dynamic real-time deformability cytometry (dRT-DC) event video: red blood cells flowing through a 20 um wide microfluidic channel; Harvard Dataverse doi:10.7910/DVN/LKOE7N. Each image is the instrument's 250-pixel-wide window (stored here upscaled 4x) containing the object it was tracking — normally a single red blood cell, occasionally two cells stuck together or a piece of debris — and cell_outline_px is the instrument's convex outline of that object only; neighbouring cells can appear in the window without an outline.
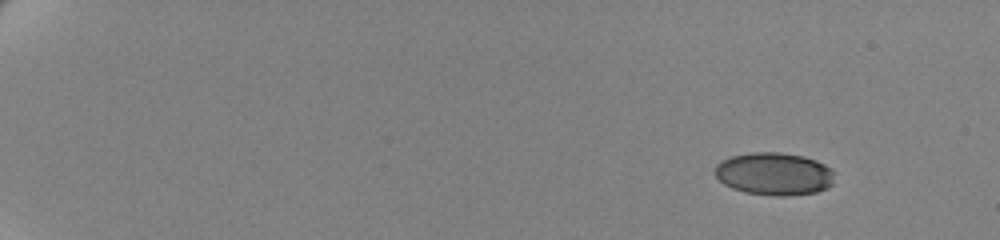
{"species": "human", "species_latin": "Homo sapiens", "temperature_condition": "cold", "stored_images_in_passage": 55, "camera_frame_rate_fps": 3000, "um_per_image_px": 0.085, "donor": {"sex": "female"}, "frame": {"image": 1, "passage_image": 1, "time_ms": 0.0, "image_size_px": [1000, 240], "cell_outline_px": [[836, 172], [832, 184], [828, 188], [816, 192], [784, 196], [776, 196], [744, 192], [732, 188], [724, 184], [712, 172], [716, 164], [720, 160], [732, 156], [752, 152], [780, 152], [804, 156], [816, 160], [832, 168]], "centroid_in_image_um": [65.81, 14.77], "position_along_channel_um": 19.2, "area_um2": 30.17}}
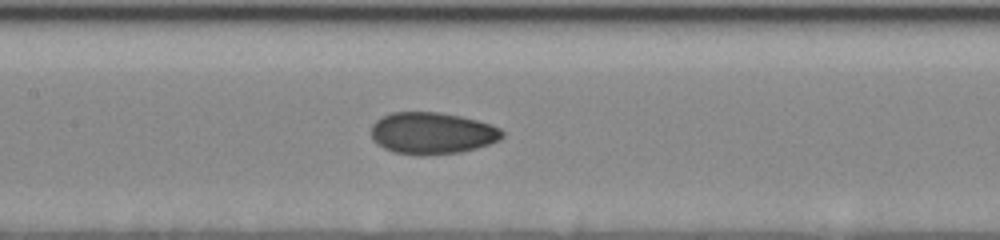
{"frame": {"image": 2, "passage_image": 28, "time_ms": 9.0, "image_size_px": [1000, 240], "cell_outline_px": [[504, 136], [500, 140], [476, 148], [460, 152], [424, 156], [392, 152], [376, 144], [372, 140], [372, 124], [376, 120], [392, 112], [440, 112], [460, 116], [492, 124], [500, 128], [504, 132]], "centroid_in_image_um": [36.73, 11.33], "position_along_channel_um": 170.7, "area_um2": 32.14}}
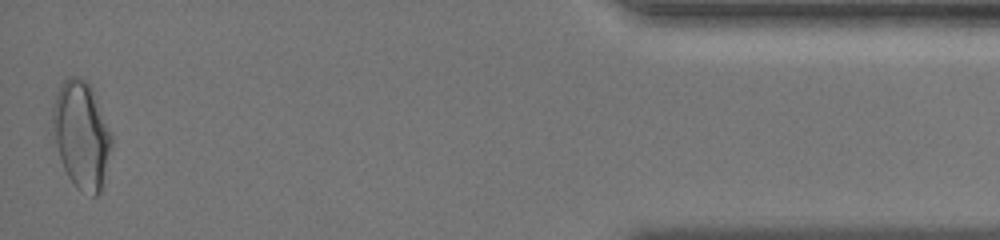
{"frame": {"image": 3, "passage_image": 55, "time_ms": 18.0, "image_size_px": [1000, 240], "cell_outline_px": [[112, 148], [100, 192], [96, 196], [92, 196], [76, 188], [68, 176], [64, 168], [56, 144], [52, 124], [52, 104], [56, 92], [60, 84], [68, 76], [76, 76], [84, 80], [92, 88], [112, 136]], "centroid_in_image_um": [6.91, 11.45], "position_along_channel_um": 428.3, "area_um2": 36.65}, "authors_computed_cell_mechanics": {"area_um2": 31.5588, "velocity_mm_per_s": 3.5062, "shape_relaxation_time_tau1_ms": 3.9085, "shape_relaxation_time_tau2_ms": 1.744, "deformation_change_tau1": 0.1192, "deformation_change_tau2": 0.0554}}